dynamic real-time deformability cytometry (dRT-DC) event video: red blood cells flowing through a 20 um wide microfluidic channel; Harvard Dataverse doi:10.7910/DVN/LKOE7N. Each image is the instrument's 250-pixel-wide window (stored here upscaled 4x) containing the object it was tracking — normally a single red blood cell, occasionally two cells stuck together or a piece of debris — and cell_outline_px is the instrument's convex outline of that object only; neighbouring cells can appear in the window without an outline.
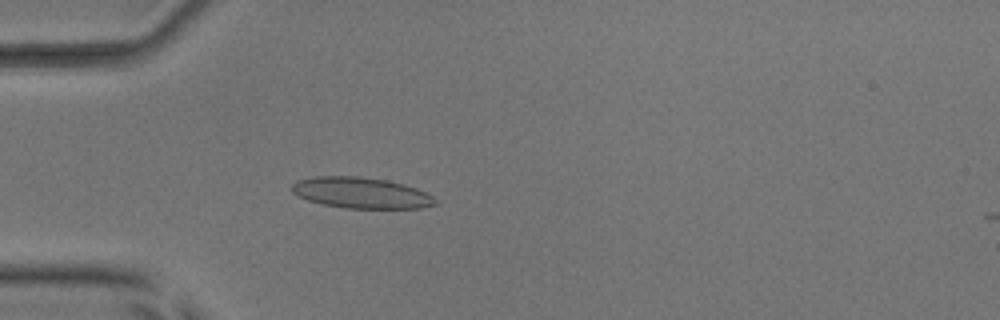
{"species": "common noctule bat (a hibernating species)", "species_latin": "Nyctalus noctula", "temperature_condition": "room temperature", "stored_images_in_passage": 51, "camera_frame_rate_fps": 3000, "um_per_image_px": 0.085, "animal": {"sex": "male", "body_mass_g": 17.9, "forearm_length_mm": 54.2}, "frame": {"image": 1, "passage_image": 15, "time_ms": 4.667, "image_size_px": [1000, 320], "cell_outline_px": [[436, 204], [420, 208], [344, 208], [324, 204], [308, 200], [292, 192], [292, 184], [296, 180], [312, 176], [360, 176], [388, 180], [404, 184], [416, 188], [432, 196], [436, 200]], "centroid_in_image_um": [30.67, 16.38], "position_along_channel_um": 54.3, "area_um2": 25.84}}
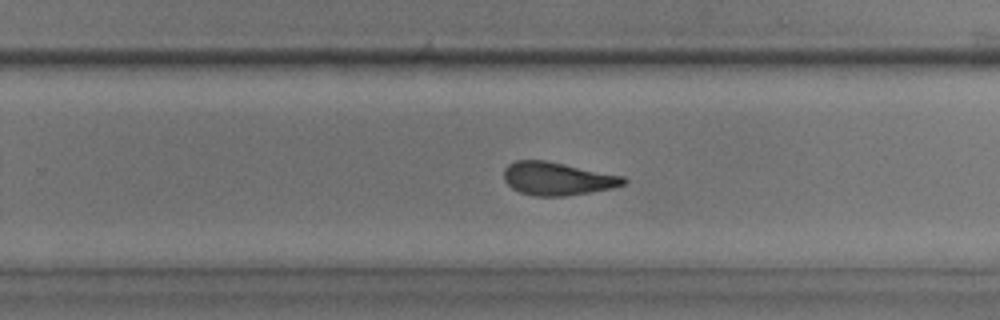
{"frame": {"image": 2, "passage_image": 33, "time_ms": 10.667, "image_size_px": [1000, 320], "cell_outline_px": [[628, 180], [624, 184], [612, 188], [564, 196], [536, 196], [520, 192], [512, 188], [504, 180], [504, 168], [508, 164], [516, 160], [544, 160], [624, 176]], "centroid_in_image_um": [47.36, 15.18], "position_along_channel_um": 282.4, "area_um2": 22.89}}
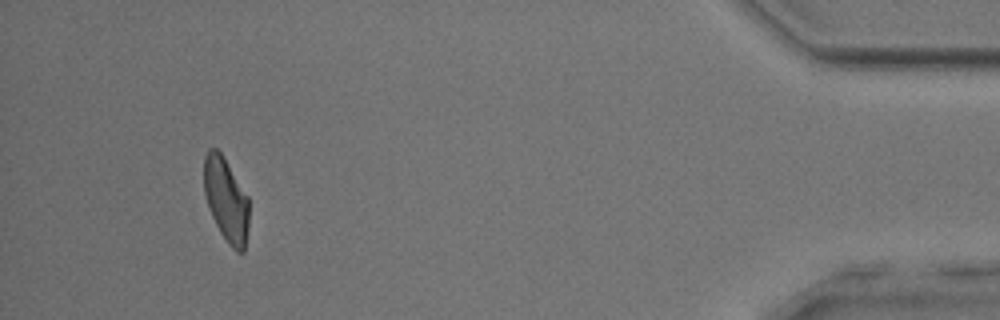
{"frame": {"image": 3, "passage_image": 48, "time_ms": 15.667, "image_size_px": [1000, 320], "cell_outline_px": [[248, 224], [244, 252], [236, 252], [228, 244], [220, 232], [208, 208], [204, 192], [204, 156], [208, 148], [216, 148], [220, 152], [248, 196]], "centroid_in_image_um": [19.2, 16.99], "position_along_channel_um": 416.0, "area_um2": 21.91}, "authors_computed_cell_mechanics": {"area_um2": 23.987, "velocity_mm_per_s": 3.9824, "shape_relaxation_time_tau1_ms": 6.2582, "shape_relaxation_time_tau2_ms": 1.8129, "deformation_change_tau1": 0.1697, "deformation_change_tau2": 0.0823}}